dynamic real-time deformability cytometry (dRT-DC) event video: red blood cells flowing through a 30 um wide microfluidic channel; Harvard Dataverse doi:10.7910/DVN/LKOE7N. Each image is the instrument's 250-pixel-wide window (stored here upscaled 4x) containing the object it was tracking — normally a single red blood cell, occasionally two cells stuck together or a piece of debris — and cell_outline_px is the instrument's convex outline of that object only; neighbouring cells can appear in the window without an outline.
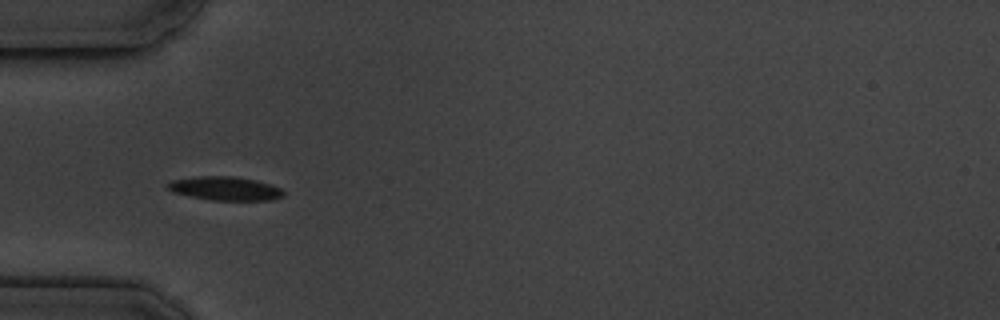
{"species": "common noctule bat (a hibernating species)", "species_latin": "Nyctalus noctula", "temperature_condition": "cold", "stored_images_in_passage": 16, "camera_frame_rate_fps": 3000, "um_per_image_px": 0.085, "animal": {"sex": "male", "body_mass_g": 19.5, "forearm_length_mm": 54.6}, "frame": {"image": 1, "passage_image": 5, "time_ms": 4.667, "image_size_px": [1000, 320], "cell_outline_px": [[284, 196], [272, 200], [212, 200], [172, 192], [164, 184], [172, 180], [196, 176], [236, 176], [256, 180], [272, 184], [280, 188], [284, 192]], "centroid_in_image_um": [19.14, 16.01], "position_along_channel_um": 65.9, "area_um2": 16.13}}
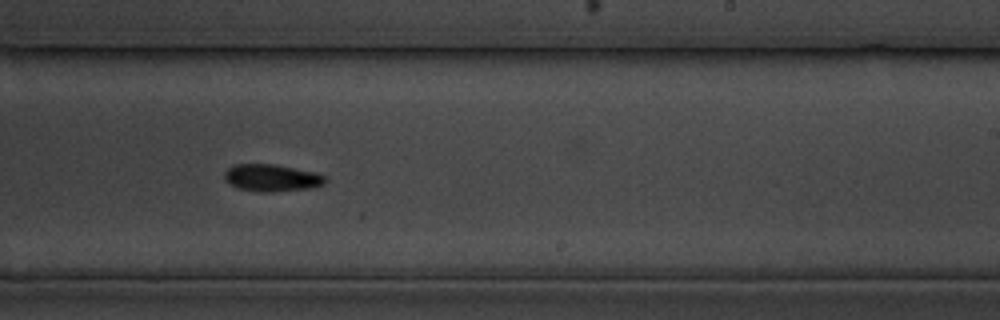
{"frame": {"image": 2, "passage_image": 10, "time_ms": 10.333, "image_size_px": [1000, 320], "cell_outline_px": [[328, 180], [324, 184], [312, 188], [272, 192], [256, 192], [236, 188], [228, 184], [224, 180], [224, 172], [228, 168], [236, 164], [272, 164], [316, 172], [324, 176]], "centroid_in_image_um": [23.07, 15.13], "position_along_channel_um": 265.9, "area_um2": 16.18}}
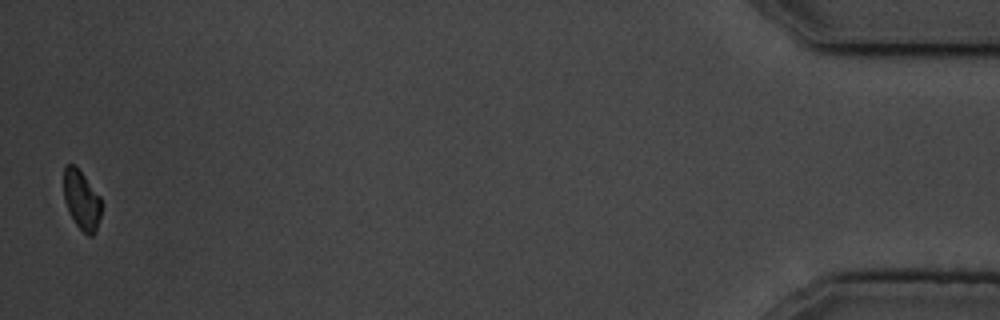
{"frame": {"image": 3, "passage_image": 16, "time_ms": 17.333, "image_size_px": [1000, 320], "cell_outline_px": [[100, 216], [96, 232], [92, 236], [88, 236], [76, 224], [68, 212], [64, 200], [64, 164], [76, 164], [100, 196]], "centroid_in_image_um": [6.92, 16.97], "position_along_channel_um": 428.3, "area_um2": 13.12}, "authors_computed_cell_mechanics": {"area_um2": 15.606, "velocity_mm_per_s": 3.5576, "shape_relaxation_time_tau1_ms": 1.6783, "shape_relaxation_time_tau2_ms": null, "deformation_change_tau1": 0.077, "deformation_change_tau2": null}}